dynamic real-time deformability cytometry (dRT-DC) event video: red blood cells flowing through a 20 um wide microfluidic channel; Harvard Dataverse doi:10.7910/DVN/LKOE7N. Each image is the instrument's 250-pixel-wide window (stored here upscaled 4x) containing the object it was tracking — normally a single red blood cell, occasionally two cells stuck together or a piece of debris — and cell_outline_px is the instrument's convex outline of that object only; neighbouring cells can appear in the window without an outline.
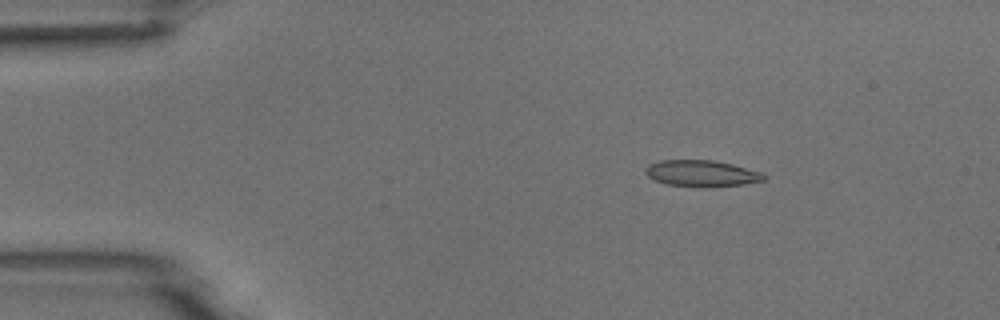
{"species": "common noctule bat (a hibernating species)", "species_latin": "Nyctalus noctula", "temperature_condition": "room temperature", "stored_images_in_passage": 5, "camera_frame_rate_fps": 3000, "um_per_image_px": 0.085, "animal": {"sex": "male", "body_mass_g": 18.8}, "frame": {"image": 1, "passage_image": 3, "time_ms": 2.333, "image_size_px": [1000, 320], "cell_outline_px": [[768, 176], [764, 180], [744, 184], [708, 188], [704, 188], [668, 184], [656, 180], [648, 176], [644, 172], [644, 168], [648, 164], [660, 160], [712, 160], [732, 164], [764, 172]], "centroid_in_image_um": [59.67, 14.74], "position_along_channel_um": 25.3, "area_um2": 18.5}}